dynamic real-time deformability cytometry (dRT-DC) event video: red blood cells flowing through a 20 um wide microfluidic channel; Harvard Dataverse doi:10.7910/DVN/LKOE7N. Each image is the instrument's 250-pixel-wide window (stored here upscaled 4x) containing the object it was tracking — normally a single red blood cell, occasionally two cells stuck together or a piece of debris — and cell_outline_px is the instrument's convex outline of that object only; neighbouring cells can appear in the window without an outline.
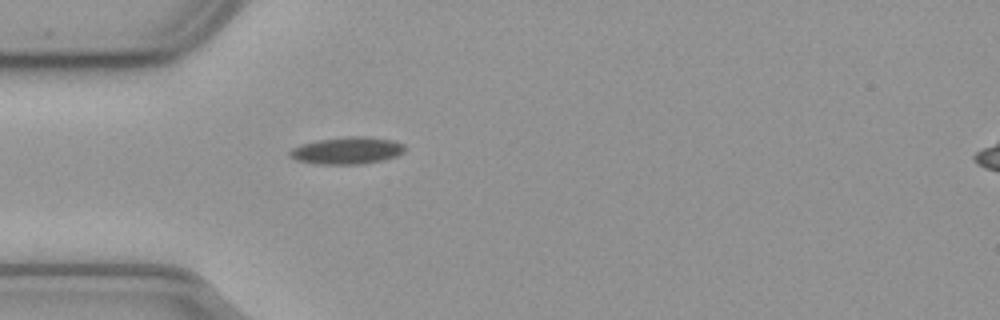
{"species": "common noctule bat (a hibernating species)", "species_latin": "Nyctalus noctula", "temperature_condition": "cold", "stored_images_in_passage": 41, "camera_frame_rate_fps": 3000, "um_per_image_px": 0.085, "animal": {"sex": "male", "body_mass_g": 23.1, "forearm_length_mm": 52.7}, "frame": {"image": 1, "passage_image": 1, "time_ms": 0.0, "image_size_px": [1000, 320], "cell_outline_px": [[404, 152], [396, 156], [384, 160], [364, 164], [316, 164], [296, 160], [288, 152], [292, 148], [300, 144], [320, 140], [352, 136], [364, 136], [388, 140], [404, 144]], "centroid_in_image_um": [29.5, 12.81], "position_along_channel_um": 55.5, "area_um2": 17.98}}
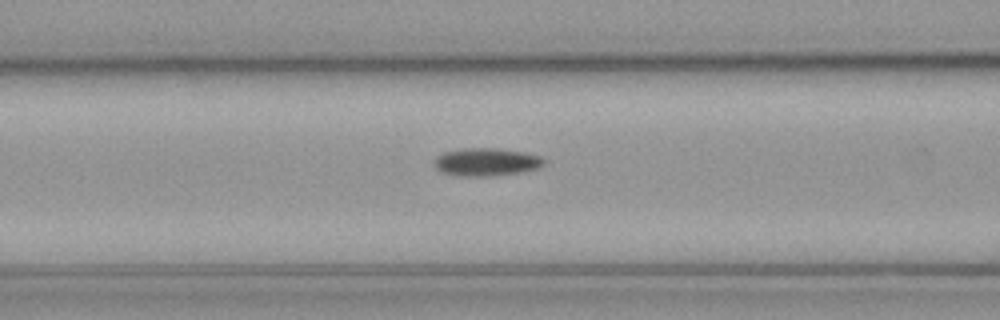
{"frame": {"image": 2, "passage_image": 7, "time_ms": 2.0, "image_size_px": [1000, 320], "cell_outline_px": [[544, 164], [536, 168], [520, 172], [484, 176], [460, 176], [444, 172], [436, 168], [432, 164], [436, 156], [444, 152], [460, 148], [496, 148], [524, 152], [540, 156], [544, 160]], "centroid_in_image_um": [41.28, 13.75], "position_along_channel_um": 125.3, "area_um2": 17.69}}
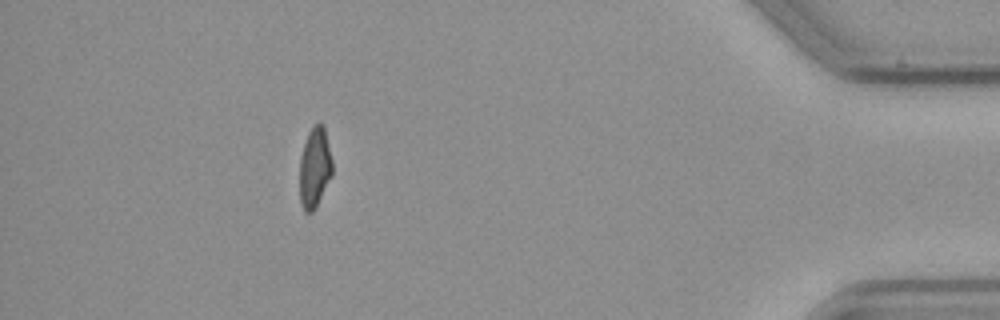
{"frame": {"image": 3, "passage_image": 35, "time_ms": 11.333, "image_size_px": [1000, 320], "cell_outline_px": [[332, 176], [316, 208], [312, 212], [304, 212], [300, 200], [300, 156], [308, 132], [316, 124], [320, 124], [324, 128], [332, 160]], "centroid_in_image_um": [26.75, 14.3], "position_along_channel_um": 408.5, "area_um2": 15.2}, "authors_computed_cell_mechanics": {"area_um2": 16.473, "velocity_mm_per_s": 3.673, "shape_relaxation_time_tau1_ms": 6.4067, "shape_relaxation_time_tau2_ms": null, "deformation_change_tau1": 0.1368, "deformation_change_tau2": null}}